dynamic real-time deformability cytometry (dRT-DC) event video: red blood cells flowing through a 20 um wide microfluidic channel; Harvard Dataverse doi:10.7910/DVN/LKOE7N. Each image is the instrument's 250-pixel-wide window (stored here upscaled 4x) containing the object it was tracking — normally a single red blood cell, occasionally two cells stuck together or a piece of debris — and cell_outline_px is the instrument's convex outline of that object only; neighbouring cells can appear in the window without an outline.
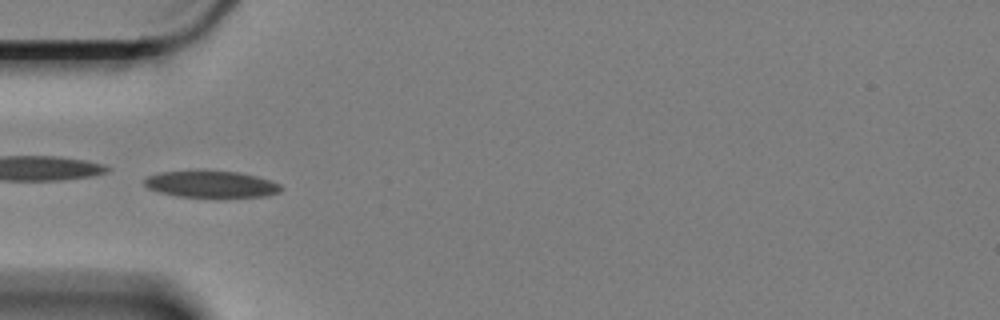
{"species": "Egyptian fruit bat (a non-hibernating species)", "species_latin": "Rousettus aegyptiacus", "temperature_condition": "cold", "stored_images_in_passage": 18, "camera_frame_rate_fps": 3000, "um_per_image_px": 0.085, "animal": {"sex": "female"}, "frame": {"image": 1, "passage_image": 1, "time_ms": 0.0, "image_size_px": [1000, 320], "cell_outline_px": [[280, 192], [264, 196], [176, 196], [160, 192], [148, 188], [144, 184], [144, 180], [148, 176], [160, 172], [204, 168], [240, 172], [256, 176], [280, 184]], "centroid_in_image_um": [17.89, 15.6], "position_along_channel_um": 67.1, "area_um2": 21.5}}
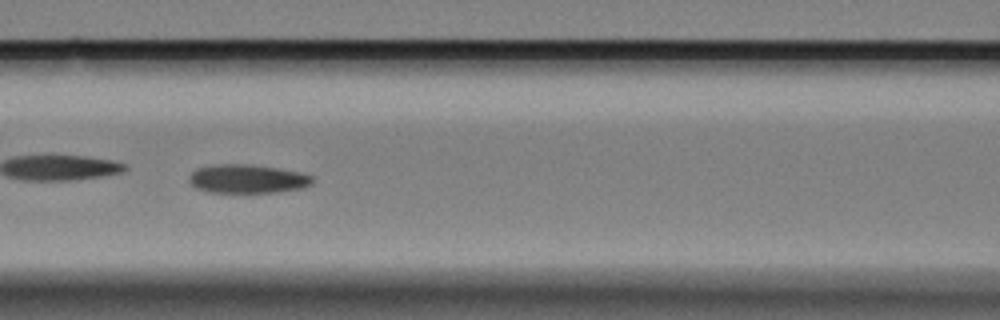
{"frame": {"image": 2, "passage_image": 8, "time_ms": 2.333, "image_size_px": [1000, 320], "cell_outline_px": [[312, 184], [304, 188], [276, 192], [208, 192], [196, 188], [188, 180], [188, 176], [196, 168], [220, 164], [244, 164], [276, 168], [300, 172], [312, 176]], "centroid_in_image_um": [21.02, 15.21], "position_along_channel_um": 145.6, "area_um2": 20.52}}